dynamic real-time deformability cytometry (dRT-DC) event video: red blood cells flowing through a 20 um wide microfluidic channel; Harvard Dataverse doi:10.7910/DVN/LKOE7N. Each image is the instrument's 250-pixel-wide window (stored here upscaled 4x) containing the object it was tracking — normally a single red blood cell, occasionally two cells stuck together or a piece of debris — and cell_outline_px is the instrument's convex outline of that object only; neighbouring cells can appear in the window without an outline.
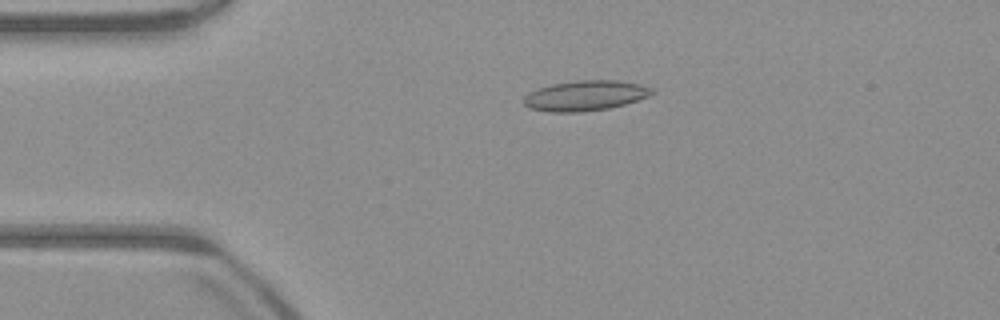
{"species": "common noctule bat (a hibernating species)", "species_latin": "Nyctalus noctula", "temperature_condition": "warm", "stored_images_in_passage": 52, "camera_frame_rate_fps": 3000, "um_per_image_px": 0.085, "animal": {"sex": "male", "body_mass_g": 23.1, "forearm_length_mm": 52.7}, "frame": {"image": 1, "passage_image": 11, "time_ms": 3.333, "image_size_px": [1000, 320], "cell_outline_px": [[656, 92], [648, 96], [624, 104], [608, 108], [580, 112], [548, 112], [532, 108], [524, 104], [524, 96], [528, 92], [552, 84], [576, 80], [616, 80], [640, 84], [652, 88]], "centroid_in_image_um": [49.75, 8.12], "position_along_channel_um": 35.3, "area_um2": 22.43}}
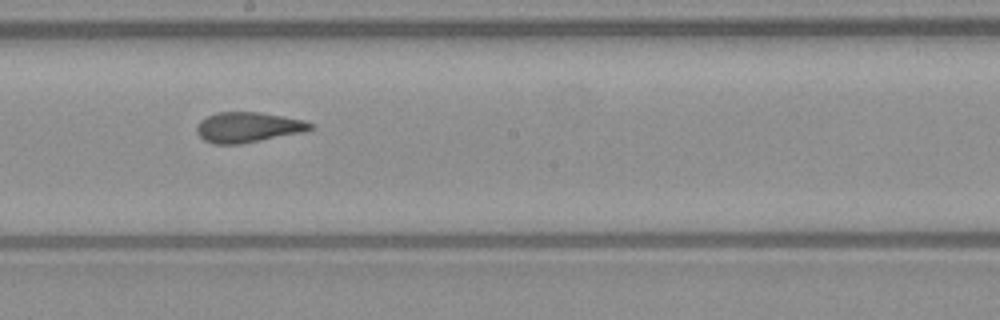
{"frame": {"image": 2, "passage_image": 28, "time_ms": 9.0, "image_size_px": [1000, 320], "cell_outline_px": [[312, 128], [300, 132], [240, 144], [212, 144], [204, 140], [196, 132], [196, 128], [200, 120], [216, 112], [260, 112], [304, 120], [312, 124]], "centroid_in_image_um": [21.01, 10.81], "position_along_channel_um": 227.2, "area_um2": 19.77}}
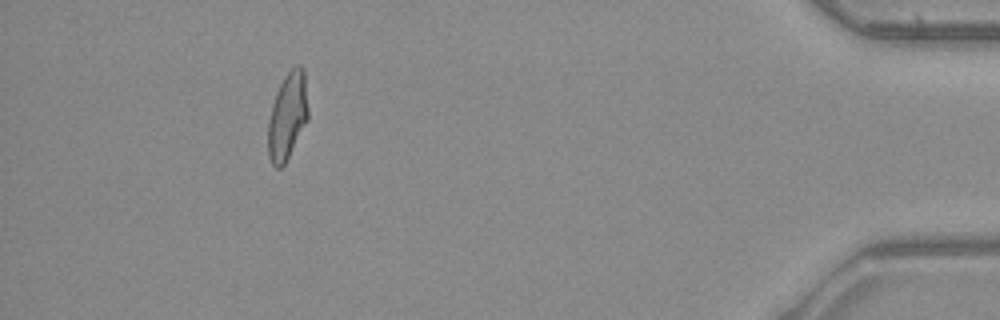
{"frame": {"image": 3, "passage_image": 47, "time_ms": 15.333, "image_size_px": [1000, 320], "cell_outline_px": [[308, 120], [284, 164], [280, 168], [276, 168], [272, 164], [268, 156], [268, 124], [272, 104], [276, 92], [284, 76], [296, 64], [300, 64], [304, 68], [308, 108]], "centroid_in_image_um": [24.44, 9.84], "position_along_channel_um": 410.8, "area_um2": 20.35}, "authors_computed_cell_mechanics": {"area_um2": 20.519, "velocity_mm_per_s": 3.9659, "shape_relaxation_time_tau1_ms": null, "shape_relaxation_time_tau2_ms": 0.6173, "deformation_change_tau1": null, "deformation_change_tau2": 0.0776}}